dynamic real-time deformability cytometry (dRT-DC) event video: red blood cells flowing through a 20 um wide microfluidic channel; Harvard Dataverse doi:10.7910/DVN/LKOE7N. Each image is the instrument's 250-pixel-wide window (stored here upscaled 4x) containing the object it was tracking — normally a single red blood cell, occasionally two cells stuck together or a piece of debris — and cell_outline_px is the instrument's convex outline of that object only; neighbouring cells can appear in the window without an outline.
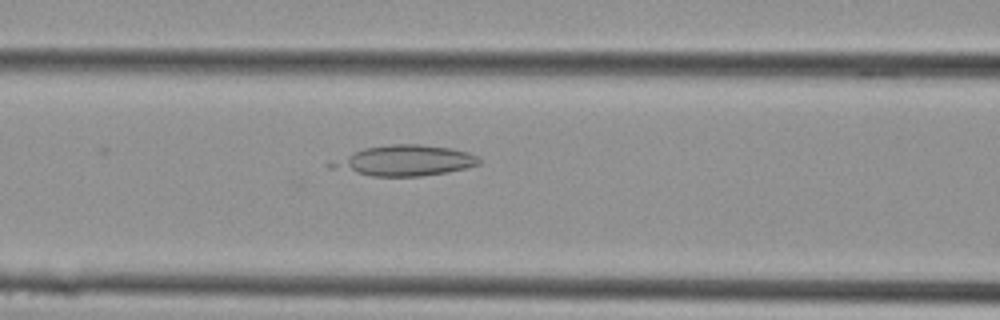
{"species": "Egyptian fruit bat (a non-hibernating species)", "species_latin": "Rousettus aegyptiacus", "temperature_condition": "cold", "stored_images_in_passage": 7, "camera_frame_rate_fps": 3000, "um_per_image_px": 0.085, "animal": {"sex": "female"}, "frame": {"image": 1, "passage_image": 5, "time_ms": 1.333, "image_size_px": [1000, 320], "cell_outline_px": [[480, 164], [468, 168], [448, 172], [420, 176], [372, 176], [328, 168], [328, 164], [364, 148], [392, 144], [420, 144], [452, 148], [468, 152], [476, 156], [480, 160]], "centroid_in_image_um": [34.45, 13.65], "position_along_channel_um": 132.1, "area_um2": 26.07}}
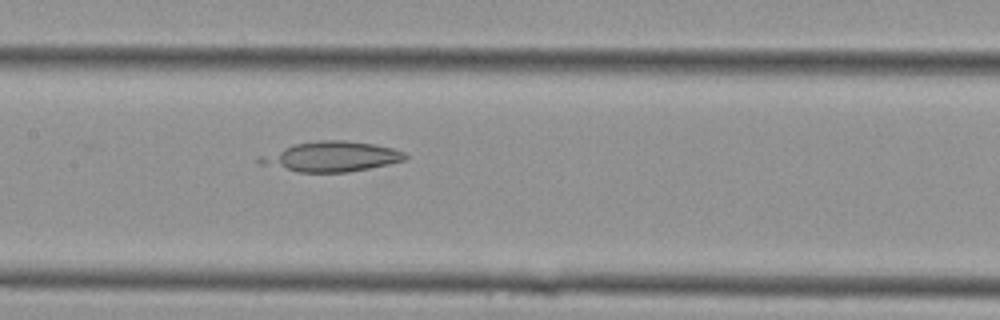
{"frame": {"image": 2, "passage_image": 7, "time_ms": 2.0, "image_size_px": [1000, 320], "cell_outline_px": [[408, 156], [404, 160], [388, 164], [348, 172], [296, 172], [256, 164], [256, 160], [260, 156], [296, 144], [320, 140], [344, 140], [372, 144], [392, 148], [404, 152]], "centroid_in_image_um": [28.13, 13.32], "position_along_channel_um": 179.3, "area_um2": 25.26}}